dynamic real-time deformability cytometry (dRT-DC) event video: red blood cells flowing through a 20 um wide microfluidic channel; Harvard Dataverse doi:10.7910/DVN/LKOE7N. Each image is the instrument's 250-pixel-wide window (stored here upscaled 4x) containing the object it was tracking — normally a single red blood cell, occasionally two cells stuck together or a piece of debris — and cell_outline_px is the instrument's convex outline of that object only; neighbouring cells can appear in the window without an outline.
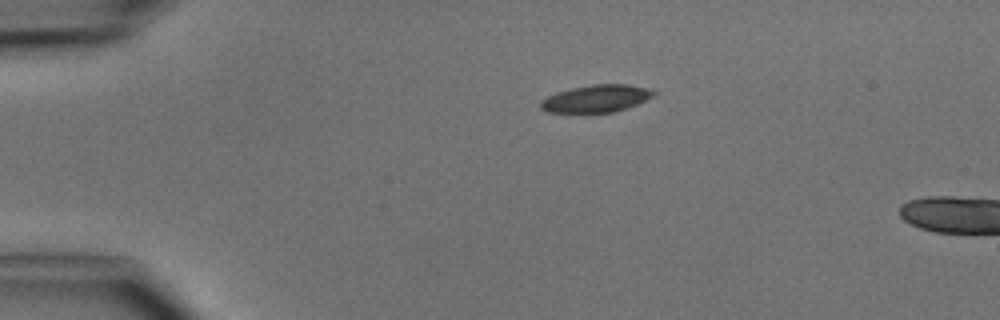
{"species": "common noctule bat (a hibernating species)", "species_latin": "Nyctalus noctula", "temperature_condition": "cold", "stored_images_in_passage": 3, "camera_frame_rate_fps": 3000, "um_per_image_px": 0.085, "animal": {"sex": "male", "body_mass_g": 15.6}, "frame": {"image": 1, "passage_image": 1, "time_ms": 0.0, "image_size_px": [1000, 320], "cell_outline_px": [[656, 96], [628, 108], [612, 112], [548, 112], [540, 108], [540, 100], [556, 92], [572, 88], [592, 84], [628, 84], [644, 88], [656, 92]], "centroid_in_image_um": [50.69, 8.37], "position_along_channel_um": 34.3, "area_um2": 17.98}}